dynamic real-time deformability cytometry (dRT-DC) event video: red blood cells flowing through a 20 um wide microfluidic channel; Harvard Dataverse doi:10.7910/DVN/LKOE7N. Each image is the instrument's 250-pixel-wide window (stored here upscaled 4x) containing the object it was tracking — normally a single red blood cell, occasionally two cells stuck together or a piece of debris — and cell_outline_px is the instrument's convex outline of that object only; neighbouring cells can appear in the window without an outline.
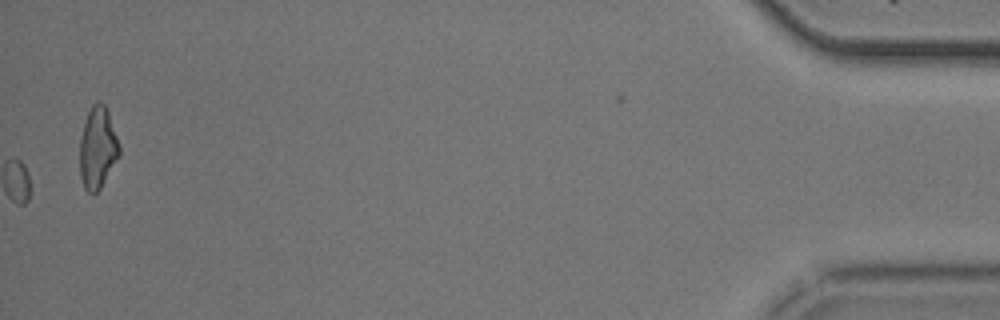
{"species": "common noctule bat (a hibernating species)", "species_latin": "Nyctalus noctula", "temperature_condition": "cold", "stored_images_in_passage": 56, "camera_frame_rate_fps": 3000, "um_per_image_px": 0.085, "animal": {"sex": "male", "body_mass_g": 20.5, "forearm_length_mm": 52.5}, "frame": {"image": 1, "passage_image": 56, "time_ms": 18.333, "image_size_px": [1000, 320], "cell_outline_px": [[120, 156], [100, 188], [96, 192], [88, 192], [84, 188], [80, 176], [80, 136], [88, 112], [92, 104], [96, 100], [104, 104], [108, 112], [120, 148]], "centroid_in_image_um": [8.29, 12.56], "position_along_channel_um": 426.9, "area_um2": 18.67}}